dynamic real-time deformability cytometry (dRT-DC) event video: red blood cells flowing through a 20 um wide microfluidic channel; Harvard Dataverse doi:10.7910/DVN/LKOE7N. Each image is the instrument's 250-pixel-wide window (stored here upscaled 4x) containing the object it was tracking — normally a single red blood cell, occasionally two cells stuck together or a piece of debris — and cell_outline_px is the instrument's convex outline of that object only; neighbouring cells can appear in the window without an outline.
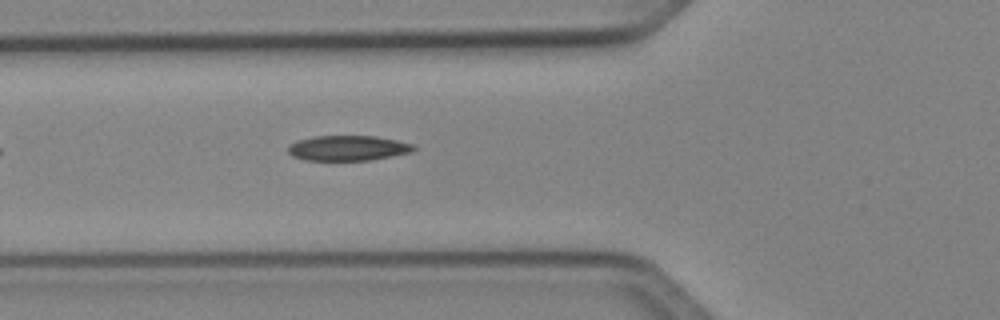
{"species": "Egyptian fruit bat (a non-hibernating species)", "species_latin": "Rousettus aegyptiacus", "temperature_condition": "cold", "stored_images_in_passage": 3, "camera_frame_rate_fps": 3000, "um_per_image_px": 0.085, "animal": {"sex": "female"}, "frame": {"image": 1, "passage_image": 3, "time_ms": 2.333, "image_size_px": [1000, 320], "cell_outline_px": [[416, 148], [412, 152], [392, 156], [368, 160], [304, 160], [292, 156], [288, 152], [288, 144], [296, 140], [312, 136], [376, 136], [396, 140], [412, 144]], "centroid_in_image_um": [29.53, 12.58], "position_along_channel_um": 96.3, "area_um2": 18.5}}